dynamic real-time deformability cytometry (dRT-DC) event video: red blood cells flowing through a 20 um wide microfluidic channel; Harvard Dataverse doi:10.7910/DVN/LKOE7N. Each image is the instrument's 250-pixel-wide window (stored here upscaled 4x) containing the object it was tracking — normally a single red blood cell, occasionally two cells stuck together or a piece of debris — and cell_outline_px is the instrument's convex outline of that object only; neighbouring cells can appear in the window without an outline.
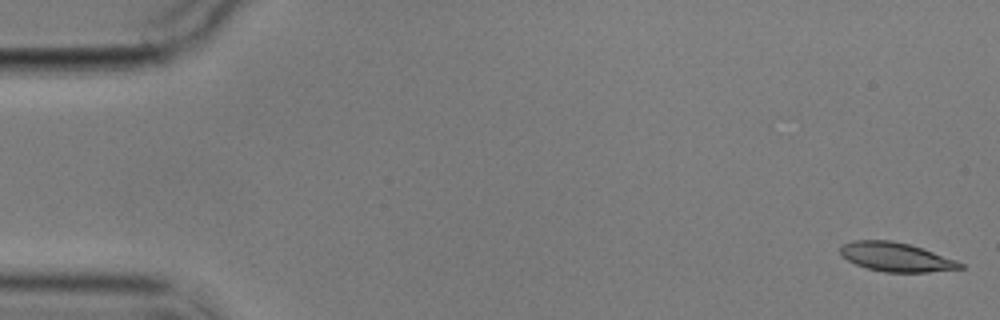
{"species": "common noctule bat (a hibernating species)", "species_latin": "Nyctalus noctula", "temperature_condition": "cold", "stored_images_in_passage": 5, "camera_frame_rate_fps": 3000, "um_per_image_px": 0.085, "animal": {"sex": "male", "body_mass_g": 17.9}, "frame": {"image": 1, "passage_image": 1, "time_ms": 0.0, "image_size_px": [1000, 320], "cell_outline_px": [[964, 268], [928, 272], [884, 272], [868, 268], [856, 264], [848, 260], [840, 252], [840, 248], [844, 244], [852, 240], [892, 240], [908, 244], [956, 260], [964, 264]], "centroid_in_image_um": [76.16, 21.85], "position_along_channel_um": 8.8, "area_um2": 19.94}}
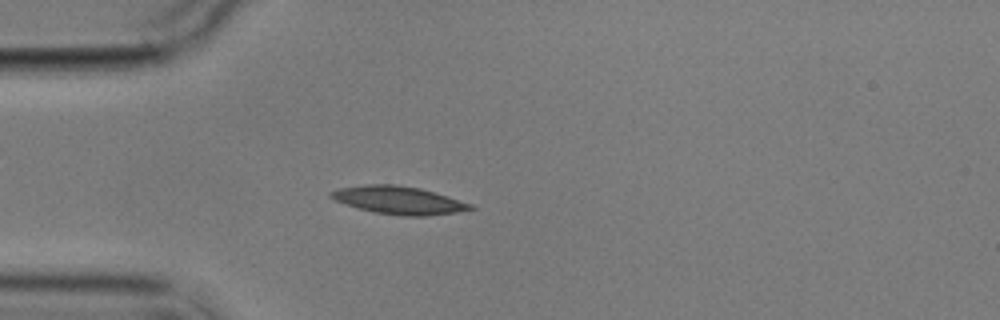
{"frame": {"image": 2, "passage_image": 5, "time_ms": 4.667, "image_size_px": [1000, 320], "cell_outline_px": [[476, 208], [456, 212], [424, 216], [400, 216], [372, 212], [336, 200], [328, 196], [328, 192], [340, 188], [368, 184], [396, 184], [420, 188], [448, 196], [472, 204]], "centroid_in_image_um": [33.9, 17.01], "position_along_channel_um": 51.1, "area_um2": 22.54}}